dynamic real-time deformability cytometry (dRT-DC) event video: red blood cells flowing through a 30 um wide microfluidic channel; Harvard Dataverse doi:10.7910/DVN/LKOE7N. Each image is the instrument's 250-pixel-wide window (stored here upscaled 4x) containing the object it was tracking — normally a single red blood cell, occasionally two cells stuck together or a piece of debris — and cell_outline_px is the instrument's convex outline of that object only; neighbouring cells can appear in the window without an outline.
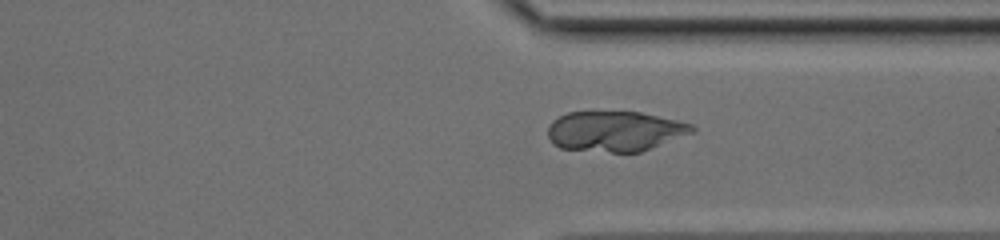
{"species": "common noctule bat (a hibernating species)", "species_latin": "Nyctalus noctula", "temperature_condition": "cold", "stored_images_in_passage": 34, "camera_frame_rate_fps": 3000, "um_per_image_px": 0.085, "animal": {"sex": "female", "body_mass_g": 17.0, "forearm_length_mm": 48.0}, "frame": {"image": 1, "passage_image": 22, "time_ms": 7.0, "image_size_px": [1000, 240], "cell_outline_px": [[696, 128], [692, 132], [640, 152], [612, 152], [560, 148], [552, 144], [548, 136], [548, 128], [552, 120], [568, 112], [640, 112], [676, 120], [692, 124]], "centroid_in_image_um": [52.23, 11.15], "position_along_channel_um": 359.2, "area_um2": 33.52}}